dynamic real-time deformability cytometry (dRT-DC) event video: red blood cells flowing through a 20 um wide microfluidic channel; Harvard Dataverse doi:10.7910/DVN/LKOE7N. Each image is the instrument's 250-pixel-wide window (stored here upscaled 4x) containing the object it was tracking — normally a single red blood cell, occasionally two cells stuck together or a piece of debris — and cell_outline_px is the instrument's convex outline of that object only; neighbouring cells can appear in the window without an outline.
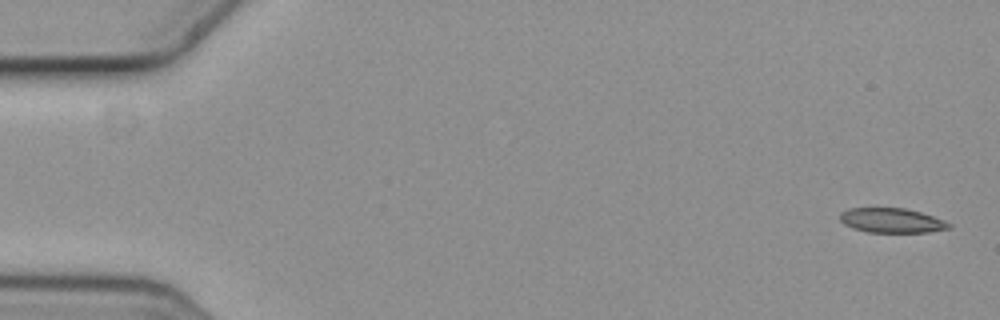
{"species": "common noctule bat (a hibernating species)", "species_latin": "Nyctalus noctula", "temperature_condition": "cold", "stored_images_in_passage": 9, "camera_frame_rate_fps": 3000, "um_per_image_px": 0.085, "animal": {"sex": "female", "body_mass_g": 19.3, "forearm_length_mm": 54.1}, "frame": {"image": 1, "passage_image": 1, "time_ms": 0.0, "image_size_px": [1000, 320], "cell_outline_px": [[952, 228], [928, 232], [868, 232], [852, 228], [844, 224], [840, 220], [840, 212], [848, 208], [904, 208], [920, 212], [944, 220], [952, 224]], "centroid_in_image_um": [75.79, 18.74], "position_along_channel_um": 9.2, "area_um2": 15.66}}
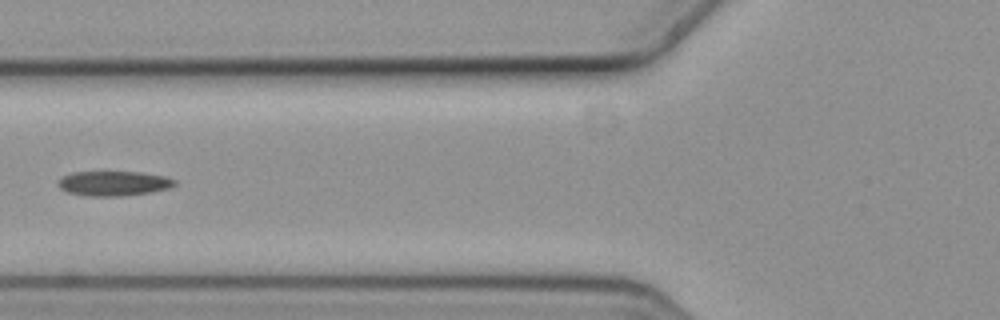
{"frame": {"image": 2, "passage_image": 7, "time_ms": 2.0, "image_size_px": [1000, 320], "cell_outline_px": [[176, 184], [168, 188], [152, 192], [120, 196], [88, 196], [68, 192], [60, 188], [56, 184], [64, 176], [72, 172], [140, 172], [164, 176], [176, 180]], "centroid_in_image_um": [9.66, 15.59], "position_along_channel_um": 116.1, "area_um2": 16.7}}
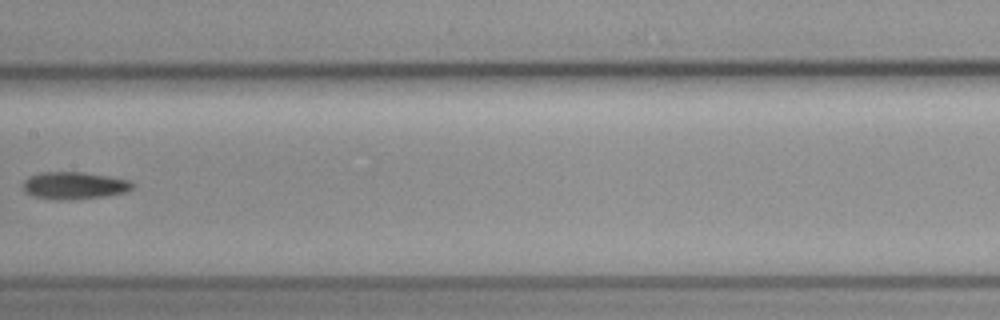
{"frame": {"image": 3, "passage_image": 9, "time_ms": 2.667, "image_size_px": [1000, 320], "cell_outline_px": [[136, 184], [132, 188], [124, 192], [104, 196], [60, 200], [56, 200], [36, 196], [24, 192], [24, 180], [28, 176], [40, 172], [84, 172], [108, 176], [128, 180]], "centroid_in_image_um": [6.29, 15.75], "position_along_channel_um": 201.1, "area_um2": 17.22}}